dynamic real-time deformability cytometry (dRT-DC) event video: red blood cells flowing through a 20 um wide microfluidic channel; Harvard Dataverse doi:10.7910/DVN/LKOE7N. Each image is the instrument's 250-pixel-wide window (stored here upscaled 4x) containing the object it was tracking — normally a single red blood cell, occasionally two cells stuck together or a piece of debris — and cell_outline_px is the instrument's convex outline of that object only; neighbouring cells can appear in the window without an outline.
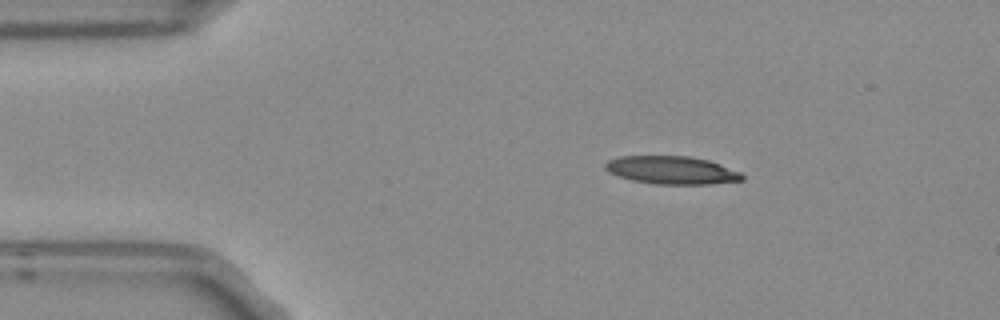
{"species": "Egyptian fruit bat (a non-hibernating species)", "species_latin": "Rousettus aegyptiacus", "temperature_condition": "room temperature", "stored_images_in_passage": 9, "camera_frame_rate_fps": 3000, "um_per_image_px": 0.085, "frame": {"image": 1, "passage_image": 1, "time_ms": 0.0, "image_size_px": [1000, 320], "cell_outline_px": [[744, 180], [712, 184], [652, 184], [632, 180], [608, 172], [604, 168], [604, 164], [608, 160], [620, 156], [688, 156], [708, 160], [720, 164], [740, 172], [744, 176]], "centroid_in_image_um": [57.09, 14.46], "position_along_channel_um": 27.9, "area_um2": 22.37}}
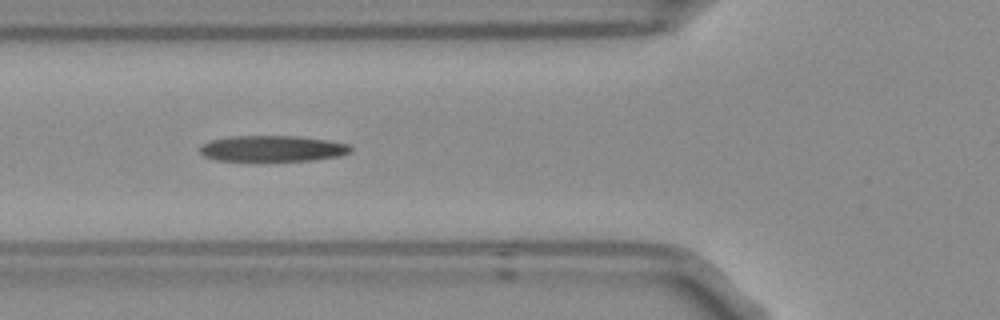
{"frame": {"image": 2, "passage_image": 4, "time_ms": 1.0, "image_size_px": [1000, 320], "cell_outline_px": [[352, 152], [340, 156], [312, 160], [216, 160], [204, 156], [200, 152], [200, 144], [208, 140], [228, 136], [296, 136], [328, 140], [348, 144], [352, 148]], "centroid_in_image_um": [23.14, 12.61], "position_along_channel_um": 102.7, "area_um2": 22.83}}
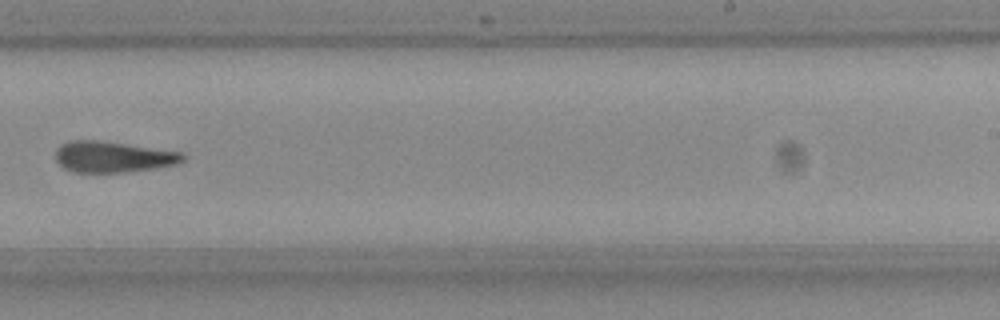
{"frame": {"image": 3, "passage_image": 8, "time_ms": 2.333, "image_size_px": [1000, 320], "cell_outline_px": [[188, 156], [184, 160], [176, 164], [156, 168], [120, 172], [76, 172], [64, 168], [56, 160], [56, 148], [60, 144], [72, 140], [96, 140], [184, 152]], "centroid_in_image_um": [9.62, 13.32], "position_along_channel_um": 279.4, "area_um2": 22.95}}